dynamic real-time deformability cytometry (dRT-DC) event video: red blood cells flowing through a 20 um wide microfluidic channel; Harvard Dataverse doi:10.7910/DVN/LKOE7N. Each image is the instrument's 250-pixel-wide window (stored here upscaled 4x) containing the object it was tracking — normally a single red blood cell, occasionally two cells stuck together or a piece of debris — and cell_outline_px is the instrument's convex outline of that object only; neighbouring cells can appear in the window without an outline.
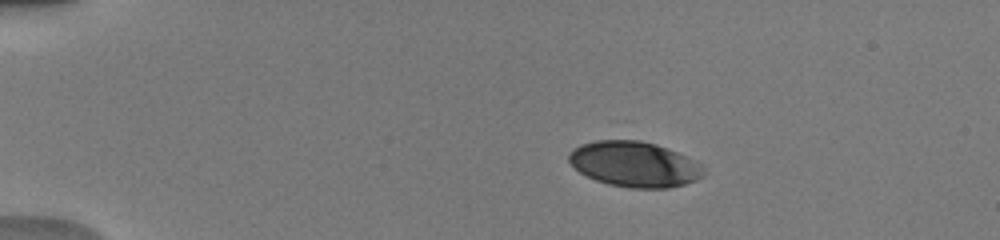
{"species": "human", "species_latin": "Homo sapiens", "temperature_condition": "warm", "stored_images_in_passage": 8, "camera_frame_rate_fps": 3000, "um_per_image_px": 0.085, "donor": {"sex": "male"}, "frame": {"image": 1, "passage_image": 3, "time_ms": 2.333, "image_size_px": [1000, 240], "cell_outline_px": [[704, 176], [696, 180], [684, 184], [668, 188], [632, 188], [608, 184], [596, 180], [580, 172], [568, 160], [568, 152], [572, 148], [580, 144], [596, 140], [640, 140], [656, 144], [668, 148], [700, 164], [704, 168]], "centroid_in_image_um": [53.9, 13.95], "position_along_channel_um": 31.1, "area_um2": 35.6}}
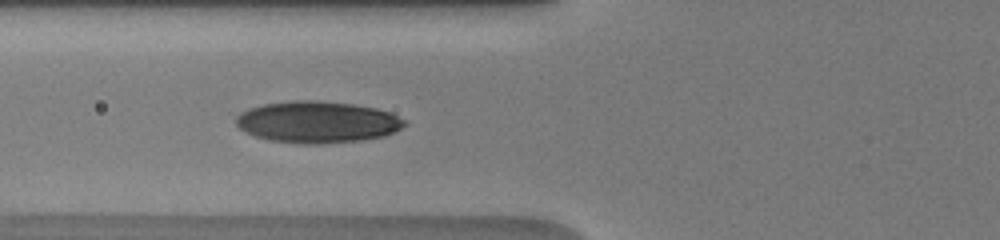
{"frame": {"image": 2, "passage_image": 6, "time_ms": 6.0, "image_size_px": [1000, 240], "cell_outline_px": [[408, 124], [384, 136], [360, 140], [320, 144], [304, 144], [268, 140], [256, 136], [240, 128], [236, 124], [236, 116], [240, 112], [248, 108], [264, 104], [292, 100], [316, 100], [352, 104], [376, 108], [388, 112], [408, 120]], "centroid_in_image_um": [26.98, 10.37], "position_along_channel_um": 98.8, "area_um2": 40.86}}
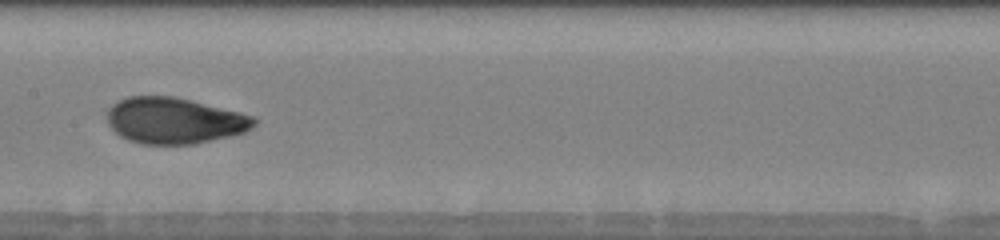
{"frame": {"image": 3, "passage_image": 8, "time_ms": 8.333, "image_size_px": [1000, 240], "cell_outline_px": [[260, 120], [256, 124], [244, 132], [228, 136], [192, 144], [144, 144], [128, 140], [120, 136], [108, 124], [108, 108], [112, 104], [128, 96], [176, 96], [256, 116]], "centroid_in_image_um": [14.84, 10.24], "position_along_channel_um": 192.6, "area_um2": 39.54}}